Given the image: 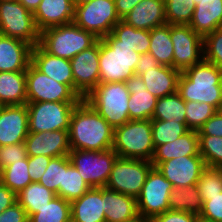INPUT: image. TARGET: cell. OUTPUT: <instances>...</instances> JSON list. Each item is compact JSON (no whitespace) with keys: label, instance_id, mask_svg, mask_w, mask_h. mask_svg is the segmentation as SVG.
<instances>
[{"label":"cell","instance_id":"obj_1","mask_svg":"<svg viewBox=\"0 0 222 222\" xmlns=\"http://www.w3.org/2000/svg\"><path fill=\"white\" fill-rule=\"evenodd\" d=\"M71 150L112 149L114 128L84 99L74 108L68 130Z\"/></svg>","mask_w":222,"mask_h":222},{"label":"cell","instance_id":"obj_2","mask_svg":"<svg viewBox=\"0 0 222 222\" xmlns=\"http://www.w3.org/2000/svg\"><path fill=\"white\" fill-rule=\"evenodd\" d=\"M177 92L185 101L205 102L219 111L222 105V70L203 59L181 72Z\"/></svg>","mask_w":222,"mask_h":222},{"label":"cell","instance_id":"obj_3","mask_svg":"<svg viewBox=\"0 0 222 222\" xmlns=\"http://www.w3.org/2000/svg\"><path fill=\"white\" fill-rule=\"evenodd\" d=\"M140 55L127 45H118L112 33L99 39L100 83L126 82L135 75Z\"/></svg>","mask_w":222,"mask_h":222},{"label":"cell","instance_id":"obj_4","mask_svg":"<svg viewBox=\"0 0 222 222\" xmlns=\"http://www.w3.org/2000/svg\"><path fill=\"white\" fill-rule=\"evenodd\" d=\"M98 41L92 33L73 22L50 27L39 36V45L51 55L71 60L74 56L89 49Z\"/></svg>","mask_w":222,"mask_h":222},{"label":"cell","instance_id":"obj_5","mask_svg":"<svg viewBox=\"0 0 222 222\" xmlns=\"http://www.w3.org/2000/svg\"><path fill=\"white\" fill-rule=\"evenodd\" d=\"M112 149L120 158L151 161L155 150L152 120H130L114 128Z\"/></svg>","mask_w":222,"mask_h":222},{"label":"cell","instance_id":"obj_6","mask_svg":"<svg viewBox=\"0 0 222 222\" xmlns=\"http://www.w3.org/2000/svg\"><path fill=\"white\" fill-rule=\"evenodd\" d=\"M130 93L125 82L99 83L85 98L112 128L130 121L128 101Z\"/></svg>","mask_w":222,"mask_h":222},{"label":"cell","instance_id":"obj_7","mask_svg":"<svg viewBox=\"0 0 222 222\" xmlns=\"http://www.w3.org/2000/svg\"><path fill=\"white\" fill-rule=\"evenodd\" d=\"M120 20L114 0H91L84 4L74 5L72 22L98 39L110 34Z\"/></svg>","mask_w":222,"mask_h":222},{"label":"cell","instance_id":"obj_8","mask_svg":"<svg viewBox=\"0 0 222 222\" xmlns=\"http://www.w3.org/2000/svg\"><path fill=\"white\" fill-rule=\"evenodd\" d=\"M153 167L148 160L117 157L105 187L137 199Z\"/></svg>","mask_w":222,"mask_h":222},{"label":"cell","instance_id":"obj_9","mask_svg":"<svg viewBox=\"0 0 222 222\" xmlns=\"http://www.w3.org/2000/svg\"><path fill=\"white\" fill-rule=\"evenodd\" d=\"M71 163L91 188L105 187L118 155L113 149L105 151L71 150Z\"/></svg>","mask_w":222,"mask_h":222},{"label":"cell","instance_id":"obj_10","mask_svg":"<svg viewBox=\"0 0 222 222\" xmlns=\"http://www.w3.org/2000/svg\"><path fill=\"white\" fill-rule=\"evenodd\" d=\"M0 34L22 40L32 47L39 44L40 32L33 13L18 0L0 1Z\"/></svg>","mask_w":222,"mask_h":222},{"label":"cell","instance_id":"obj_11","mask_svg":"<svg viewBox=\"0 0 222 222\" xmlns=\"http://www.w3.org/2000/svg\"><path fill=\"white\" fill-rule=\"evenodd\" d=\"M79 102H27L29 132L69 130L72 112Z\"/></svg>","mask_w":222,"mask_h":222},{"label":"cell","instance_id":"obj_12","mask_svg":"<svg viewBox=\"0 0 222 222\" xmlns=\"http://www.w3.org/2000/svg\"><path fill=\"white\" fill-rule=\"evenodd\" d=\"M173 190V185L157 168L153 167L136 199L138 214L152 220L154 217L169 211V197Z\"/></svg>","mask_w":222,"mask_h":222},{"label":"cell","instance_id":"obj_13","mask_svg":"<svg viewBox=\"0 0 222 222\" xmlns=\"http://www.w3.org/2000/svg\"><path fill=\"white\" fill-rule=\"evenodd\" d=\"M27 102H80L82 99L66 84L37 70L31 63L26 70Z\"/></svg>","mask_w":222,"mask_h":222},{"label":"cell","instance_id":"obj_14","mask_svg":"<svg viewBox=\"0 0 222 222\" xmlns=\"http://www.w3.org/2000/svg\"><path fill=\"white\" fill-rule=\"evenodd\" d=\"M170 37L174 51L173 68L176 70L183 72L204 59L203 37L190 25H170Z\"/></svg>","mask_w":222,"mask_h":222},{"label":"cell","instance_id":"obj_15","mask_svg":"<svg viewBox=\"0 0 222 222\" xmlns=\"http://www.w3.org/2000/svg\"><path fill=\"white\" fill-rule=\"evenodd\" d=\"M74 78V92L84 99L99 83V39L89 49L70 60Z\"/></svg>","mask_w":222,"mask_h":222},{"label":"cell","instance_id":"obj_16","mask_svg":"<svg viewBox=\"0 0 222 222\" xmlns=\"http://www.w3.org/2000/svg\"><path fill=\"white\" fill-rule=\"evenodd\" d=\"M156 168L174 188H185L196 185L207 166L201 155H195L173 158L161 162Z\"/></svg>","mask_w":222,"mask_h":222},{"label":"cell","instance_id":"obj_17","mask_svg":"<svg viewBox=\"0 0 222 222\" xmlns=\"http://www.w3.org/2000/svg\"><path fill=\"white\" fill-rule=\"evenodd\" d=\"M28 134L27 105L0 106V146L22 143Z\"/></svg>","mask_w":222,"mask_h":222},{"label":"cell","instance_id":"obj_18","mask_svg":"<svg viewBox=\"0 0 222 222\" xmlns=\"http://www.w3.org/2000/svg\"><path fill=\"white\" fill-rule=\"evenodd\" d=\"M27 156H68L70 149L68 130L29 132L25 141Z\"/></svg>","mask_w":222,"mask_h":222},{"label":"cell","instance_id":"obj_19","mask_svg":"<svg viewBox=\"0 0 222 222\" xmlns=\"http://www.w3.org/2000/svg\"><path fill=\"white\" fill-rule=\"evenodd\" d=\"M31 64L58 83L68 85L74 91V78L70 60L46 52L39 44L32 47Z\"/></svg>","mask_w":222,"mask_h":222},{"label":"cell","instance_id":"obj_20","mask_svg":"<svg viewBox=\"0 0 222 222\" xmlns=\"http://www.w3.org/2000/svg\"><path fill=\"white\" fill-rule=\"evenodd\" d=\"M74 5L73 0H41L33 13L38 31L42 32L50 27L71 23Z\"/></svg>","mask_w":222,"mask_h":222},{"label":"cell","instance_id":"obj_21","mask_svg":"<svg viewBox=\"0 0 222 222\" xmlns=\"http://www.w3.org/2000/svg\"><path fill=\"white\" fill-rule=\"evenodd\" d=\"M125 85L130 93L128 101L130 120H151L158 98L146 90L140 76L132 75L127 79Z\"/></svg>","mask_w":222,"mask_h":222},{"label":"cell","instance_id":"obj_22","mask_svg":"<svg viewBox=\"0 0 222 222\" xmlns=\"http://www.w3.org/2000/svg\"><path fill=\"white\" fill-rule=\"evenodd\" d=\"M32 46L0 34V72L26 71L31 63Z\"/></svg>","mask_w":222,"mask_h":222},{"label":"cell","instance_id":"obj_23","mask_svg":"<svg viewBox=\"0 0 222 222\" xmlns=\"http://www.w3.org/2000/svg\"><path fill=\"white\" fill-rule=\"evenodd\" d=\"M121 20L136 29L148 31L167 24L165 18V0H141Z\"/></svg>","mask_w":222,"mask_h":222},{"label":"cell","instance_id":"obj_24","mask_svg":"<svg viewBox=\"0 0 222 222\" xmlns=\"http://www.w3.org/2000/svg\"><path fill=\"white\" fill-rule=\"evenodd\" d=\"M71 222H106L104 187L90 188L71 202Z\"/></svg>","mask_w":222,"mask_h":222},{"label":"cell","instance_id":"obj_25","mask_svg":"<svg viewBox=\"0 0 222 222\" xmlns=\"http://www.w3.org/2000/svg\"><path fill=\"white\" fill-rule=\"evenodd\" d=\"M200 155L198 131L189 130L172 142L155 148L151 163L156 168L161 162L183 156Z\"/></svg>","mask_w":222,"mask_h":222},{"label":"cell","instance_id":"obj_26","mask_svg":"<svg viewBox=\"0 0 222 222\" xmlns=\"http://www.w3.org/2000/svg\"><path fill=\"white\" fill-rule=\"evenodd\" d=\"M180 74L181 72L173 67L160 65L145 70L140 77L146 90L159 99L177 92Z\"/></svg>","mask_w":222,"mask_h":222},{"label":"cell","instance_id":"obj_27","mask_svg":"<svg viewBox=\"0 0 222 222\" xmlns=\"http://www.w3.org/2000/svg\"><path fill=\"white\" fill-rule=\"evenodd\" d=\"M106 222H127L138 217L137 201L134 197L104 187Z\"/></svg>","mask_w":222,"mask_h":222},{"label":"cell","instance_id":"obj_28","mask_svg":"<svg viewBox=\"0 0 222 222\" xmlns=\"http://www.w3.org/2000/svg\"><path fill=\"white\" fill-rule=\"evenodd\" d=\"M189 25L202 37L221 28L222 0H200Z\"/></svg>","mask_w":222,"mask_h":222},{"label":"cell","instance_id":"obj_29","mask_svg":"<svg viewBox=\"0 0 222 222\" xmlns=\"http://www.w3.org/2000/svg\"><path fill=\"white\" fill-rule=\"evenodd\" d=\"M27 104L26 71L0 72V106Z\"/></svg>","mask_w":222,"mask_h":222},{"label":"cell","instance_id":"obj_30","mask_svg":"<svg viewBox=\"0 0 222 222\" xmlns=\"http://www.w3.org/2000/svg\"><path fill=\"white\" fill-rule=\"evenodd\" d=\"M160 65L173 67V43L170 37V24L150 30L149 51Z\"/></svg>","mask_w":222,"mask_h":222},{"label":"cell","instance_id":"obj_31","mask_svg":"<svg viewBox=\"0 0 222 222\" xmlns=\"http://www.w3.org/2000/svg\"><path fill=\"white\" fill-rule=\"evenodd\" d=\"M56 196V193L39 182H31L17 193V202L26 211L29 218L32 214L39 212V209L48 205L50 200Z\"/></svg>","mask_w":222,"mask_h":222},{"label":"cell","instance_id":"obj_32","mask_svg":"<svg viewBox=\"0 0 222 222\" xmlns=\"http://www.w3.org/2000/svg\"><path fill=\"white\" fill-rule=\"evenodd\" d=\"M117 39L118 45H127L138 54L148 53L150 45V31L136 29L120 20L111 32Z\"/></svg>","mask_w":222,"mask_h":222},{"label":"cell","instance_id":"obj_33","mask_svg":"<svg viewBox=\"0 0 222 222\" xmlns=\"http://www.w3.org/2000/svg\"><path fill=\"white\" fill-rule=\"evenodd\" d=\"M90 188L75 166L72 165L69 156H64V178L63 186H59V196L71 203L79 199Z\"/></svg>","mask_w":222,"mask_h":222},{"label":"cell","instance_id":"obj_34","mask_svg":"<svg viewBox=\"0 0 222 222\" xmlns=\"http://www.w3.org/2000/svg\"><path fill=\"white\" fill-rule=\"evenodd\" d=\"M186 101L178 92L157 99L151 120H161L184 123L186 125Z\"/></svg>","mask_w":222,"mask_h":222},{"label":"cell","instance_id":"obj_35","mask_svg":"<svg viewBox=\"0 0 222 222\" xmlns=\"http://www.w3.org/2000/svg\"><path fill=\"white\" fill-rule=\"evenodd\" d=\"M169 207L172 211L189 212L200 216L203 210L198 187L174 188L169 197Z\"/></svg>","mask_w":222,"mask_h":222},{"label":"cell","instance_id":"obj_36","mask_svg":"<svg viewBox=\"0 0 222 222\" xmlns=\"http://www.w3.org/2000/svg\"><path fill=\"white\" fill-rule=\"evenodd\" d=\"M28 222H71V203L56 196L39 212L32 214Z\"/></svg>","mask_w":222,"mask_h":222},{"label":"cell","instance_id":"obj_37","mask_svg":"<svg viewBox=\"0 0 222 222\" xmlns=\"http://www.w3.org/2000/svg\"><path fill=\"white\" fill-rule=\"evenodd\" d=\"M0 182L16 194L29 185L32 180L28 172V156L15 161L0 171Z\"/></svg>","mask_w":222,"mask_h":222},{"label":"cell","instance_id":"obj_38","mask_svg":"<svg viewBox=\"0 0 222 222\" xmlns=\"http://www.w3.org/2000/svg\"><path fill=\"white\" fill-rule=\"evenodd\" d=\"M189 131L184 123L152 120V138L156 148L159 145L172 142Z\"/></svg>","mask_w":222,"mask_h":222},{"label":"cell","instance_id":"obj_39","mask_svg":"<svg viewBox=\"0 0 222 222\" xmlns=\"http://www.w3.org/2000/svg\"><path fill=\"white\" fill-rule=\"evenodd\" d=\"M193 0H165V18L170 25H189L194 10Z\"/></svg>","mask_w":222,"mask_h":222},{"label":"cell","instance_id":"obj_40","mask_svg":"<svg viewBox=\"0 0 222 222\" xmlns=\"http://www.w3.org/2000/svg\"><path fill=\"white\" fill-rule=\"evenodd\" d=\"M199 152L207 167L222 169V137L199 135Z\"/></svg>","mask_w":222,"mask_h":222},{"label":"cell","instance_id":"obj_41","mask_svg":"<svg viewBox=\"0 0 222 222\" xmlns=\"http://www.w3.org/2000/svg\"><path fill=\"white\" fill-rule=\"evenodd\" d=\"M218 110L205 102L186 101V126L198 131Z\"/></svg>","mask_w":222,"mask_h":222},{"label":"cell","instance_id":"obj_42","mask_svg":"<svg viewBox=\"0 0 222 222\" xmlns=\"http://www.w3.org/2000/svg\"><path fill=\"white\" fill-rule=\"evenodd\" d=\"M202 202L222 192V169L207 167L196 184Z\"/></svg>","mask_w":222,"mask_h":222},{"label":"cell","instance_id":"obj_43","mask_svg":"<svg viewBox=\"0 0 222 222\" xmlns=\"http://www.w3.org/2000/svg\"><path fill=\"white\" fill-rule=\"evenodd\" d=\"M64 156L51 158L48 167L38 181L59 196V186H63Z\"/></svg>","mask_w":222,"mask_h":222},{"label":"cell","instance_id":"obj_44","mask_svg":"<svg viewBox=\"0 0 222 222\" xmlns=\"http://www.w3.org/2000/svg\"><path fill=\"white\" fill-rule=\"evenodd\" d=\"M204 60L222 70V28L203 37Z\"/></svg>","mask_w":222,"mask_h":222},{"label":"cell","instance_id":"obj_45","mask_svg":"<svg viewBox=\"0 0 222 222\" xmlns=\"http://www.w3.org/2000/svg\"><path fill=\"white\" fill-rule=\"evenodd\" d=\"M27 158L25 143L10 144L0 146V171L10 166L15 161Z\"/></svg>","mask_w":222,"mask_h":222},{"label":"cell","instance_id":"obj_46","mask_svg":"<svg viewBox=\"0 0 222 222\" xmlns=\"http://www.w3.org/2000/svg\"><path fill=\"white\" fill-rule=\"evenodd\" d=\"M199 218L206 222H222V192L203 203Z\"/></svg>","mask_w":222,"mask_h":222},{"label":"cell","instance_id":"obj_47","mask_svg":"<svg viewBox=\"0 0 222 222\" xmlns=\"http://www.w3.org/2000/svg\"><path fill=\"white\" fill-rule=\"evenodd\" d=\"M51 157L44 155L28 156V172L32 182H38L49 165Z\"/></svg>","mask_w":222,"mask_h":222},{"label":"cell","instance_id":"obj_48","mask_svg":"<svg viewBox=\"0 0 222 222\" xmlns=\"http://www.w3.org/2000/svg\"><path fill=\"white\" fill-rule=\"evenodd\" d=\"M198 215L189 212L166 211L161 215L154 217L151 222H199Z\"/></svg>","mask_w":222,"mask_h":222},{"label":"cell","instance_id":"obj_49","mask_svg":"<svg viewBox=\"0 0 222 222\" xmlns=\"http://www.w3.org/2000/svg\"><path fill=\"white\" fill-rule=\"evenodd\" d=\"M26 211L16 202L0 213V222H28Z\"/></svg>","mask_w":222,"mask_h":222},{"label":"cell","instance_id":"obj_50","mask_svg":"<svg viewBox=\"0 0 222 222\" xmlns=\"http://www.w3.org/2000/svg\"><path fill=\"white\" fill-rule=\"evenodd\" d=\"M198 135H211L222 137V113L220 111H217L198 130Z\"/></svg>","mask_w":222,"mask_h":222},{"label":"cell","instance_id":"obj_51","mask_svg":"<svg viewBox=\"0 0 222 222\" xmlns=\"http://www.w3.org/2000/svg\"><path fill=\"white\" fill-rule=\"evenodd\" d=\"M17 202V194L0 182V213Z\"/></svg>","mask_w":222,"mask_h":222},{"label":"cell","instance_id":"obj_52","mask_svg":"<svg viewBox=\"0 0 222 222\" xmlns=\"http://www.w3.org/2000/svg\"><path fill=\"white\" fill-rule=\"evenodd\" d=\"M158 61L150 54L144 53L140 55L135 75L140 76L145 72V70L153 69V67H159Z\"/></svg>","mask_w":222,"mask_h":222},{"label":"cell","instance_id":"obj_53","mask_svg":"<svg viewBox=\"0 0 222 222\" xmlns=\"http://www.w3.org/2000/svg\"><path fill=\"white\" fill-rule=\"evenodd\" d=\"M117 15L122 19L128 14L141 0H114Z\"/></svg>","mask_w":222,"mask_h":222},{"label":"cell","instance_id":"obj_54","mask_svg":"<svg viewBox=\"0 0 222 222\" xmlns=\"http://www.w3.org/2000/svg\"><path fill=\"white\" fill-rule=\"evenodd\" d=\"M28 11L34 13L41 0H18Z\"/></svg>","mask_w":222,"mask_h":222},{"label":"cell","instance_id":"obj_55","mask_svg":"<svg viewBox=\"0 0 222 222\" xmlns=\"http://www.w3.org/2000/svg\"><path fill=\"white\" fill-rule=\"evenodd\" d=\"M127 222H151V220L146 219V218L139 215L138 217L134 218L133 220H130Z\"/></svg>","mask_w":222,"mask_h":222},{"label":"cell","instance_id":"obj_56","mask_svg":"<svg viewBox=\"0 0 222 222\" xmlns=\"http://www.w3.org/2000/svg\"><path fill=\"white\" fill-rule=\"evenodd\" d=\"M91 0H73L75 5L84 4L90 2Z\"/></svg>","mask_w":222,"mask_h":222},{"label":"cell","instance_id":"obj_57","mask_svg":"<svg viewBox=\"0 0 222 222\" xmlns=\"http://www.w3.org/2000/svg\"><path fill=\"white\" fill-rule=\"evenodd\" d=\"M195 5H197L199 3L200 0H193Z\"/></svg>","mask_w":222,"mask_h":222},{"label":"cell","instance_id":"obj_58","mask_svg":"<svg viewBox=\"0 0 222 222\" xmlns=\"http://www.w3.org/2000/svg\"><path fill=\"white\" fill-rule=\"evenodd\" d=\"M0 1H17V0H0Z\"/></svg>","mask_w":222,"mask_h":222}]
</instances>
